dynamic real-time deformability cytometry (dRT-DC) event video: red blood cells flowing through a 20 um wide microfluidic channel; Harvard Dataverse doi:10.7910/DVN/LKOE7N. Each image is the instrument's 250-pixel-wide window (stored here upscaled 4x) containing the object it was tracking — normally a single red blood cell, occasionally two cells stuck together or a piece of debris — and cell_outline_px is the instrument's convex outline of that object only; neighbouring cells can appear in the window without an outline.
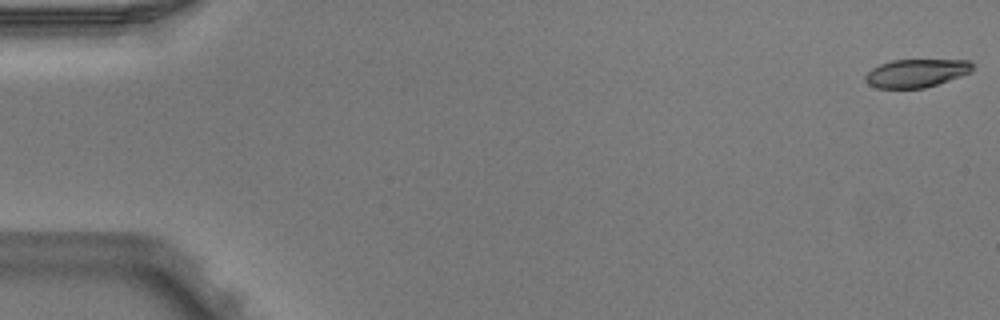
{"species": "Egyptian fruit bat (a non-hibernating species)", "species_latin": "Rousettus aegyptiacus", "temperature_condition": "warm", "stored_images_in_passage": 5, "camera_frame_rate_fps": 3000, "um_per_image_px": 0.085, "animal": {"sex": "male"}, "frame": {"image": 1, "passage_image": 1, "time_ms": 0.0, "image_size_px": [1000, 320], "cell_outline_px": [[972, 72], [924, 88], [876, 88], [868, 84], [864, 80], [864, 76], [872, 68], [880, 64], [892, 60], [972, 60]], "centroid_in_image_um": [77.86, 6.21], "position_along_channel_um": 7.1, "area_um2": 17.57}}
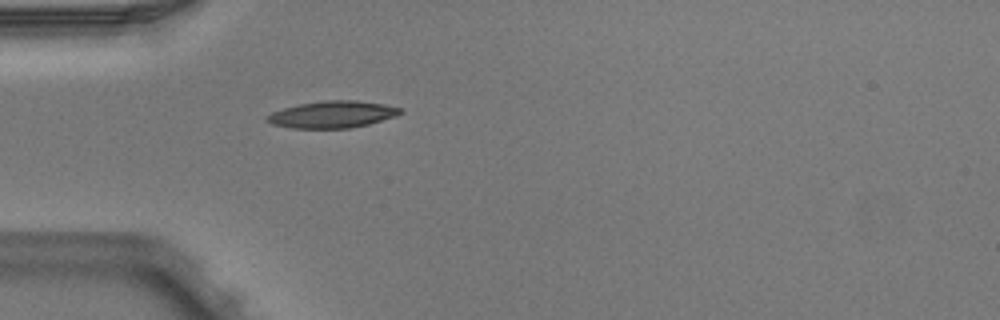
{"frame": {"image": 2, "passage_image": 5, "time_ms": 1.333, "image_size_px": [1000, 320], "cell_outline_px": [[404, 112], [396, 116], [368, 124], [348, 128], [292, 128], [272, 124], [264, 120], [264, 116], [272, 112], [284, 108], [300, 104], [324, 100], [356, 100], [384, 104], [400, 108]], "centroid_in_image_um": [28.23, 9.72], "position_along_channel_um": 56.8, "area_um2": 20.87}}